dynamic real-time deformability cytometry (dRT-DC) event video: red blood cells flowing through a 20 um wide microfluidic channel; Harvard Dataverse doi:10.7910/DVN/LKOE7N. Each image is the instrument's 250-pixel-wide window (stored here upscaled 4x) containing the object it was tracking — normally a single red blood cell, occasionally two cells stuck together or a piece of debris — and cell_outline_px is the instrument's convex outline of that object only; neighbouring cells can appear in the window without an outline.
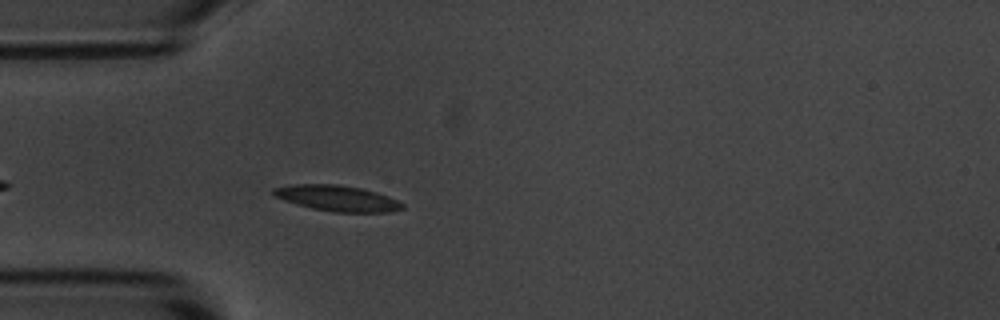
{"species": "common noctule bat (a hibernating species)", "species_latin": "Nyctalus noctula", "temperature_condition": "room temperature", "stored_images_in_passage": 36, "camera_frame_rate_fps": 3000, "um_per_image_px": 0.085, "animal": {"sex": "male", "body_mass_g": 20.1, "forearm_length_mm": 53.5}, "frame": {"image": 1, "passage_image": 2, "time_ms": 0.333, "image_size_px": [1000, 320], "cell_outline_px": [[404, 208], [388, 212], [336, 212], [312, 208], [296, 204], [272, 196], [272, 188], [292, 184], [340, 184], [360, 188], [376, 192], [396, 200], [404, 204]], "centroid_in_image_um": [28.61, 16.84], "position_along_channel_um": 56.4, "area_um2": 19.31}}
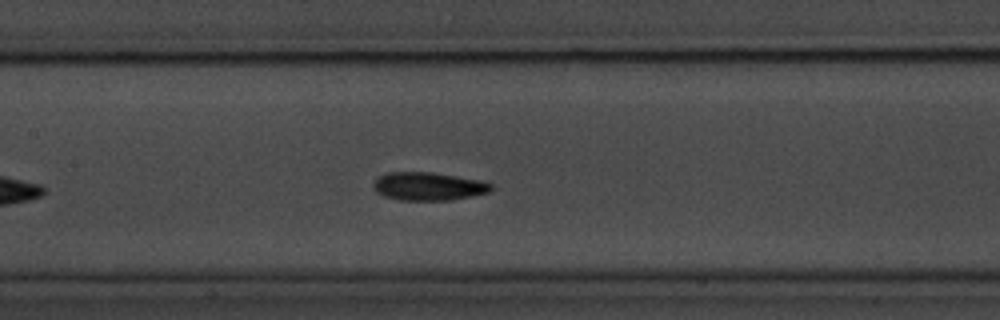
{"frame": {"image": 2, "passage_image": 12, "time_ms": 3.667, "image_size_px": [1000, 320], "cell_outline_px": [[492, 192], [452, 200], [400, 200], [384, 196], [376, 192], [372, 188], [372, 184], [376, 176], [388, 172], [432, 172], [480, 180], [492, 184]], "centroid_in_image_um": [36.38, 15.83], "position_along_channel_um": 171.0, "area_um2": 19.59}}
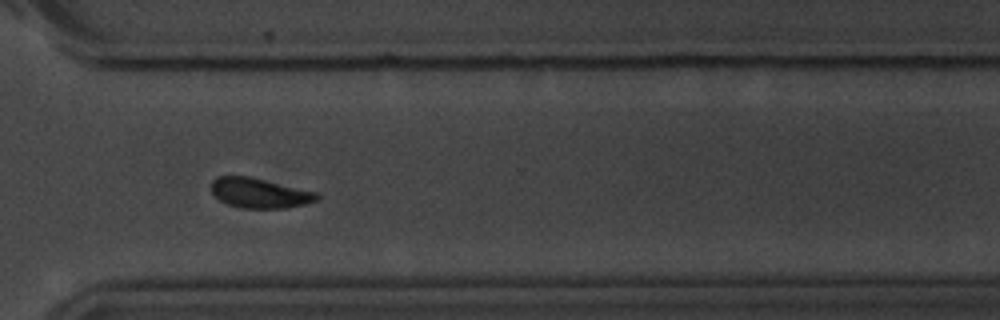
{"frame": {"image": 3, "passage_image": 27, "time_ms": 8.667, "image_size_px": [1000, 320], "cell_outline_px": [[320, 200], [288, 208], [240, 208], [228, 204], [220, 200], [212, 192], [212, 180], [216, 176], [248, 176], [320, 192]], "centroid_in_image_um": [22.12, 16.41], "position_along_channel_um": 348.5, "area_um2": 18.61}, "authors_computed_cell_mechanics": {"area_um2": 18.5538, "velocity_mm_per_s": 3.5582, "shape_relaxation_time_tau1_ms": 2.8834, "shape_relaxation_time_tau2_ms": 4.3507, "deformation_change_tau1": 0.0982, "deformation_change_tau2": 0.1115}}